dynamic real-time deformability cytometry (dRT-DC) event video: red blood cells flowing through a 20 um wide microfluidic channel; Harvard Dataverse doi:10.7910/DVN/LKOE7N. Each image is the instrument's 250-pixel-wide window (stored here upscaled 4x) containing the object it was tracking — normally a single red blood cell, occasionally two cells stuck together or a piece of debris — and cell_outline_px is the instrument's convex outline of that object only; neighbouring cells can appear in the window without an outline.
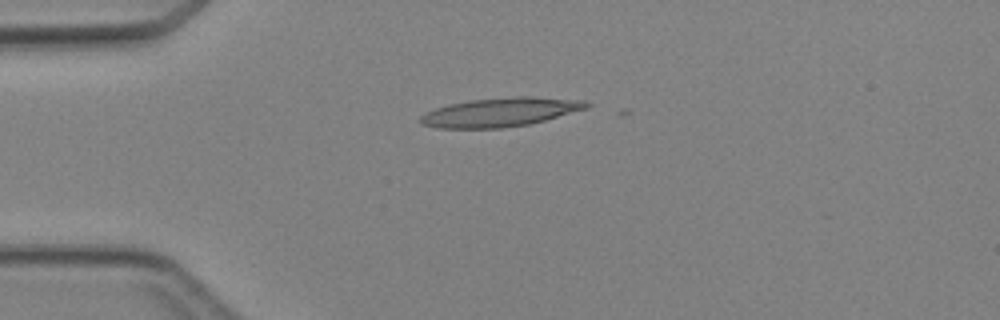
{"species": "Egyptian fruit bat (a non-hibernating species)", "species_latin": "Rousettus aegyptiacus", "temperature_condition": "cold", "stored_images_in_passage": 2, "camera_frame_rate_fps": 3000, "um_per_image_px": 0.085, "animal": {"sex": "female"}, "frame": {"image": 1, "passage_image": 1, "time_ms": 0.0, "image_size_px": [1000, 320], "cell_outline_px": [[592, 104], [588, 108], [544, 120], [528, 124], [500, 128], [436, 128], [420, 124], [420, 116], [436, 108], [448, 104], [472, 100], [516, 96], [532, 96], [584, 100]], "centroid_in_image_um": [42.54, 9.53], "position_along_channel_um": 42.5, "area_um2": 27.86}}